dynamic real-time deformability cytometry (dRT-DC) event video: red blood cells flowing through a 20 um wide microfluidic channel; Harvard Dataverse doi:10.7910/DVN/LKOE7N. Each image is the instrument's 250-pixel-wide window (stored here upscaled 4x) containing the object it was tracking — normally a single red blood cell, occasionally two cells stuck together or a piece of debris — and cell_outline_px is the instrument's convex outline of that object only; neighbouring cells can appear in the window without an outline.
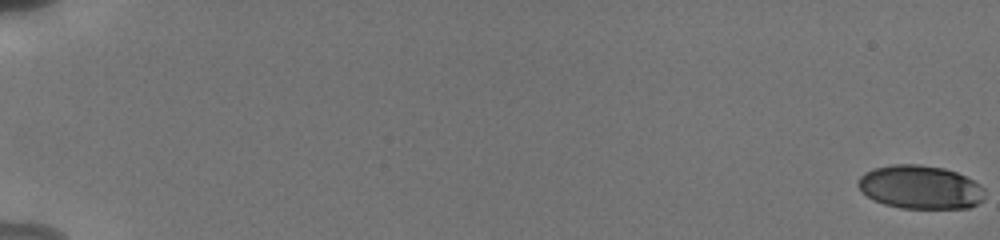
{"species": "human", "species_latin": "Homo sapiens", "temperature_condition": "cold", "stored_images_in_passage": 18, "camera_frame_rate_fps": 3000, "um_per_image_px": 0.085, "donor": {"sex": "male"}, "frame": {"image": 1, "passage_image": 1, "time_ms": 0.0, "image_size_px": [1000, 240], "cell_outline_px": [[984, 200], [968, 208], [900, 208], [884, 204], [868, 196], [856, 184], [860, 176], [864, 172], [872, 168], [892, 164], [920, 164], [944, 168], [956, 172], [980, 184], [984, 188]], "centroid_in_image_um": [78.22, 15.9], "position_along_channel_um": 6.8, "area_um2": 32.19}}
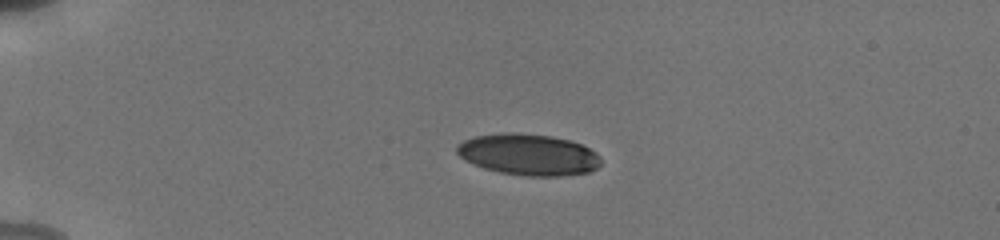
{"frame": {"image": 2, "passage_image": 16, "time_ms": 5.0, "image_size_px": [1000, 240], "cell_outline_px": [[600, 164], [596, 168], [588, 172], [560, 176], [528, 176], [500, 172], [484, 168], [464, 160], [456, 152], [456, 148], [464, 140], [476, 136], [504, 132], [516, 132], [552, 136], [568, 140], [580, 144], [596, 152], [600, 156]], "centroid_in_image_um": [44.91, 13.13], "position_along_channel_um": 40.1, "area_um2": 34.56}}